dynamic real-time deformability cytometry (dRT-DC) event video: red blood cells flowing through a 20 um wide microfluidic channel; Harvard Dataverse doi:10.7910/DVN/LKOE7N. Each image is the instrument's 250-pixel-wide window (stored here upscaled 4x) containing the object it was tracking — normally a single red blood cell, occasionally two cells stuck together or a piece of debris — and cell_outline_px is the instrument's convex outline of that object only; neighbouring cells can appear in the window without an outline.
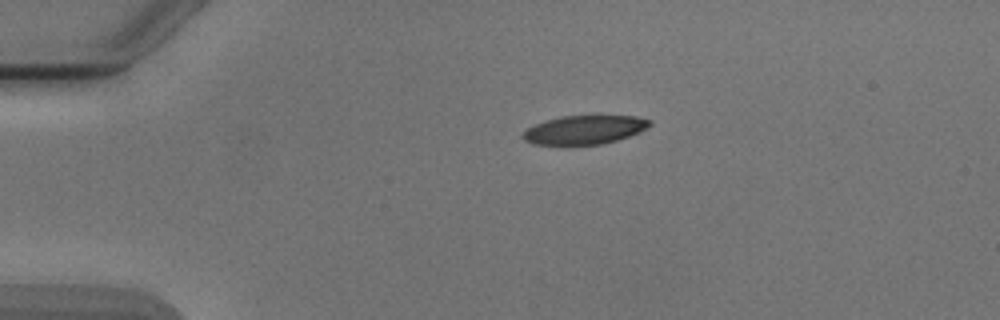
{"species": "Egyptian fruit bat (a non-hibernating species)", "species_latin": "Rousettus aegyptiacus", "temperature_condition": "cold", "stored_images_in_passage": 2, "camera_frame_rate_fps": 3000, "um_per_image_px": 0.085, "animal": {"sex": "male"}, "frame": {"image": 1, "passage_image": 1, "time_ms": 0.0, "image_size_px": [1000, 320], "cell_outline_px": [[652, 124], [640, 132], [616, 140], [600, 144], [532, 144], [524, 140], [520, 136], [528, 128], [544, 120], [560, 116], [636, 116], [652, 120]], "centroid_in_image_um": [49.68, 11.02], "position_along_channel_um": 35.3, "area_um2": 21.1}}